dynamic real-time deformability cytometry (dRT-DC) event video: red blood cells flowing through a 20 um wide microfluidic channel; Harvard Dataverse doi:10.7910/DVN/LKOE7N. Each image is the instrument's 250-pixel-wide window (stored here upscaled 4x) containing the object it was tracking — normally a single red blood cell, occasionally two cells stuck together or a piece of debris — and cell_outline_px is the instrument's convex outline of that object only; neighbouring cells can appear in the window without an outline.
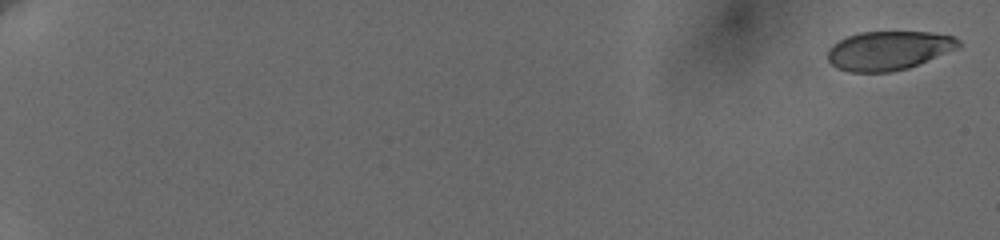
{"species": "human", "species_latin": "Homo sapiens", "temperature_condition": "cold", "stored_images_in_passage": 21, "camera_frame_rate_fps": 3000, "um_per_image_px": 0.085, "donor": {"sex": "female"}, "frame": {"image": 1, "passage_image": 1, "time_ms": 0.0, "image_size_px": [1000, 240], "cell_outline_px": [[960, 44], [956, 48], [908, 68], [892, 72], [848, 72], [836, 68], [828, 60], [828, 48], [832, 44], [848, 36], [860, 32], [932, 32], [952, 36], [960, 40]], "centroid_in_image_um": [75.48, 4.3], "position_along_channel_um": 9.5, "area_um2": 29.54}}
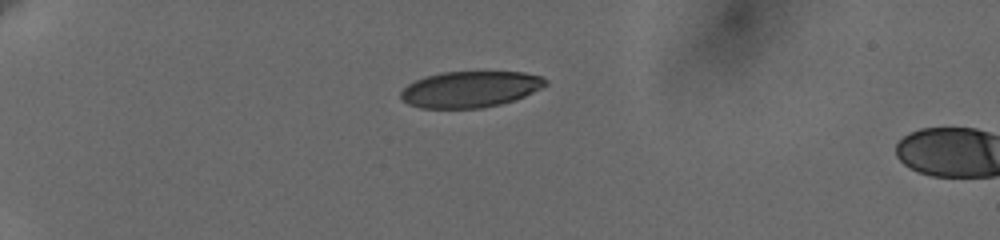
{"frame": {"image": 2, "passage_image": 18, "time_ms": 5.667, "image_size_px": [1000, 240], "cell_outline_px": [[548, 84], [524, 96], [500, 104], [480, 108], [420, 108], [408, 104], [400, 100], [400, 92], [408, 84], [424, 76], [444, 72], [524, 72], [540, 76], [548, 80]], "centroid_in_image_um": [39.93, 7.58], "position_along_channel_um": 45.1, "area_um2": 30.46}}